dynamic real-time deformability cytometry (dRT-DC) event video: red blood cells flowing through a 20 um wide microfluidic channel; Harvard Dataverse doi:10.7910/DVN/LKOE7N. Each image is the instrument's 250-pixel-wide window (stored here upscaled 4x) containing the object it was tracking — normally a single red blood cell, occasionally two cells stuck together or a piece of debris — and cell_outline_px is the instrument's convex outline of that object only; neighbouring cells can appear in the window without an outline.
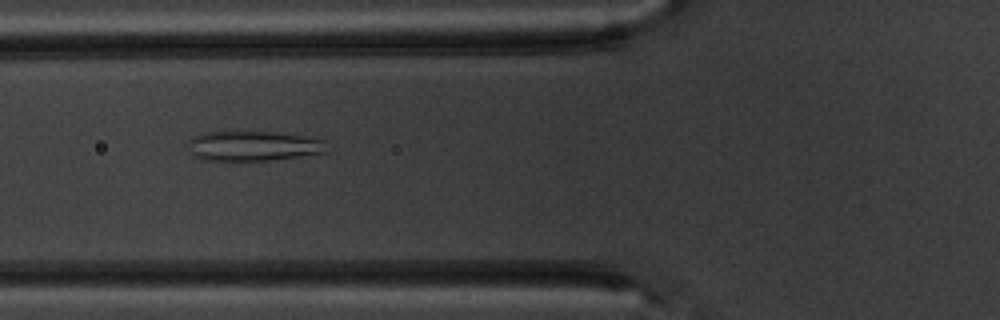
{"species": "common noctule bat (a hibernating species)", "species_latin": "Nyctalus noctula", "temperature_condition": "warm", "stored_images_in_passage": 9, "camera_frame_rate_fps": 3000, "um_per_image_px": 0.085, "animal": {"sex": "male", "body_mass_g": 20.1, "forearm_length_mm": 53.5}, "frame": {"image": 1, "passage_image": 6, "time_ms": 6.0, "image_size_px": [1000, 320], "cell_outline_px": [[328, 152], [240, 164], [228, 164], [204, 160], [192, 156], [184, 144], [192, 136], [200, 132], [276, 132], [320, 136], [328, 140]], "centroid_in_image_um": [21.51, 12.44], "position_along_channel_um": 104.3, "area_um2": 26.24}}
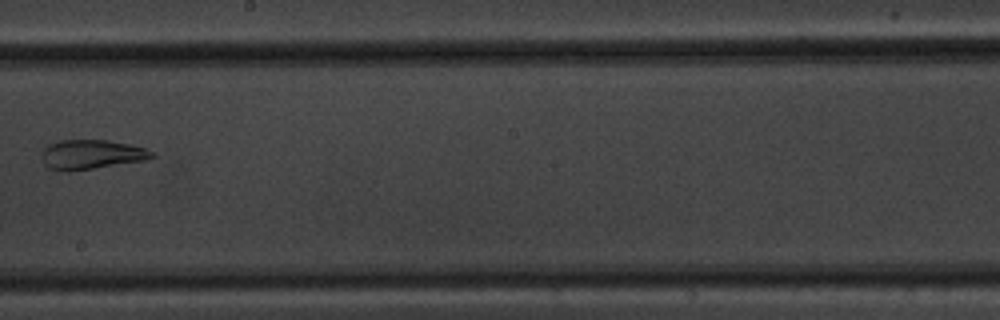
{"frame": {"image": 2, "passage_image": 9, "time_ms": 9.667, "image_size_px": [1000, 320], "cell_outline_px": [[156, 156], [144, 160], [68, 172], [48, 168], [44, 164], [40, 156], [40, 152], [48, 144], [60, 140], [108, 140], [128, 144], [144, 148], [152, 152]], "centroid_in_image_um": [7.69, 13.13], "position_along_channel_um": 240.5, "area_um2": 18.9}}